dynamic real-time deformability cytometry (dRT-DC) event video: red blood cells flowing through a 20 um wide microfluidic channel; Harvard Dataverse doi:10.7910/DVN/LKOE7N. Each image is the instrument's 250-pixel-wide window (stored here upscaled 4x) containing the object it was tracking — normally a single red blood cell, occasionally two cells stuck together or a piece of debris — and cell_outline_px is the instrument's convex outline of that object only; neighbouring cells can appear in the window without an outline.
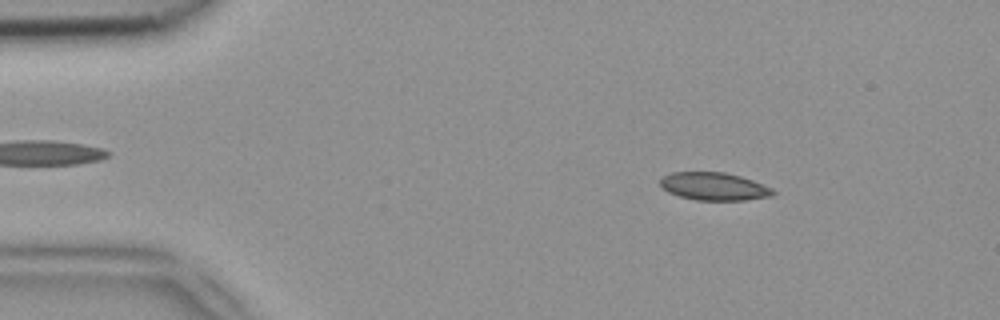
{"species": "common noctule bat (a hibernating species)", "species_latin": "Nyctalus noctula", "temperature_condition": "room temperature", "stored_images_in_passage": 47, "camera_frame_rate_fps": 3000, "um_per_image_px": 0.085, "animal": {"sex": "female", "body_mass_g": 18.4}, "frame": {"image": 1, "passage_image": 5, "time_ms": 1.333, "image_size_px": [1000, 320], "cell_outline_px": [[776, 192], [772, 196], [744, 200], [696, 200], [680, 196], [668, 192], [660, 184], [660, 180], [664, 176], [672, 172], [724, 172], [740, 176], [752, 180], [772, 188]], "centroid_in_image_um": [60.7, 15.84], "position_along_channel_um": 24.3, "area_um2": 18.15}}
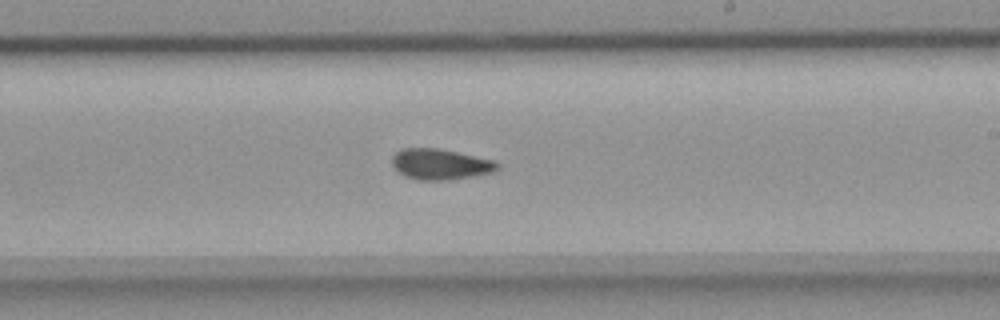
{"frame": {"image": 2, "passage_image": 27, "time_ms": 8.667, "image_size_px": [1000, 320], "cell_outline_px": [[500, 168], [492, 172], [448, 180], [416, 180], [404, 176], [392, 164], [392, 156], [400, 148], [436, 148], [456, 152], [492, 160], [500, 164]], "centroid_in_image_um": [37.39, 13.96], "position_along_channel_um": 251.6, "area_um2": 18.67}}
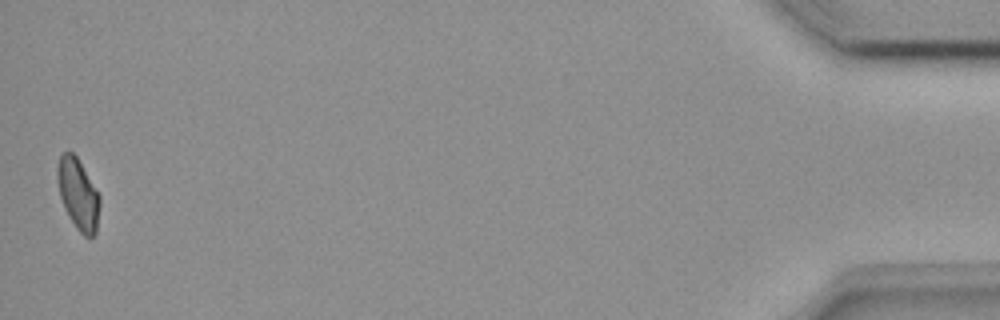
{"frame": {"image": 3, "passage_image": 47, "time_ms": 15.333, "image_size_px": [1000, 320], "cell_outline_px": [[100, 204], [96, 232], [92, 236], [84, 236], [76, 228], [64, 208], [60, 196], [56, 176], [56, 168], [60, 156], [64, 152], [72, 152], [76, 156], [100, 196]], "centroid_in_image_um": [6.62, 16.5], "position_along_channel_um": 428.6, "area_um2": 17.34}}